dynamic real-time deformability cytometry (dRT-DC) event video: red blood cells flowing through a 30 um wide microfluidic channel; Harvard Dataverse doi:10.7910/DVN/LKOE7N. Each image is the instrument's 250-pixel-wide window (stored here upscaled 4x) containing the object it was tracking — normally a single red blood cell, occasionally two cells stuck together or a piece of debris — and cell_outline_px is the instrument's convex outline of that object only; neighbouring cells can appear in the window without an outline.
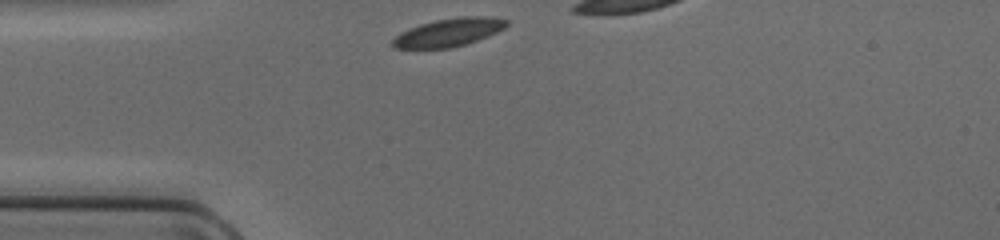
{"species": "common noctule bat (a hibernating species)", "species_latin": "Nyctalus noctula", "temperature_condition": "cold", "stored_images_in_passage": 9, "camera_frame_rate_fps": 3000, "um_per_image_px": 0.085, "animal": {"sex": "female", "body_mass_g": 17.0, "forearm_length_mm": 48.0}, "frame": {"image": 1, "passage_image": 1, "time_ms": 0.0, "image_size_px": [1000, 240], "cell_outline_px": [[508, 24], [504, 28], [488, 36], [464, 44], [448, 48], [392, 48], [392, 40], [400, 32], [408, 28], [420, 24], [436, 20], [460, 16], [484, 16], [508, 20]], "centroid_in_image_um": [38.11, 2.74], "position_along_channel_um": 46.9, "area_um2": 18.5}}
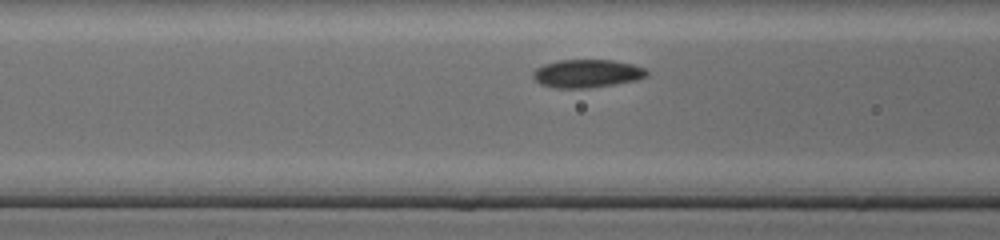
{"frame": {"image": 2, "passage_image": 7, "time_ms": 2.0, "image_size_px": [1000, 240], "cell_outline_px": [[648, 76], [636, 80], [588, 88], [552, 88], [540, 84], [532, 76], [532, 72], [536, 68], [544, 64], [556, 60], [612, 60], [632, 64], [644, 68], [648, 72]], "centroid_in_image_um": [49.86, 6.25], "position_along_channel_um": 116.7, "area_um2": 18.67}}